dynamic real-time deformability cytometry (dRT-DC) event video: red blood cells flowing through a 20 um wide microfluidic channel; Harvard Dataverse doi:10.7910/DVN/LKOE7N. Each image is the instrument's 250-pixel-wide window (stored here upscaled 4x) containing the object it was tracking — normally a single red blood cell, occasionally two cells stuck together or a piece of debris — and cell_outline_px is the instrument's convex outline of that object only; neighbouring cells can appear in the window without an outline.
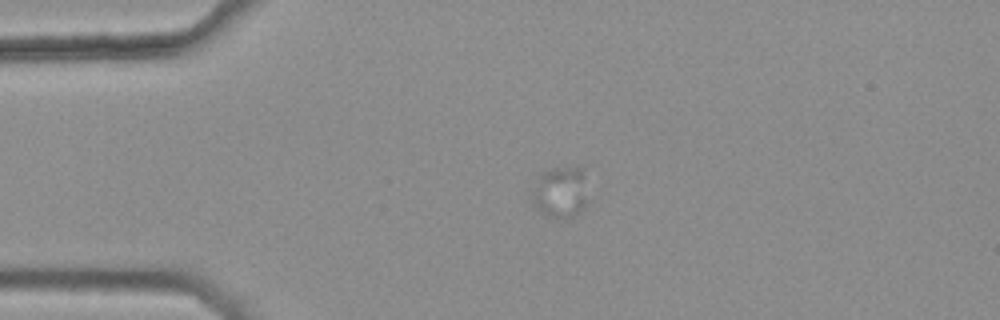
{"species": "common noctule bat (a hibernating species)", "species_latin": "Nyctalus noctula", "temperature_condition": "warm", "stored_images_in_passage": 36, "camera_frame_rate_fps": 3000, "um_per_image_px": 0.085, "animal": {"sex": "female", "body_mass_g": 25.1}, "frame": {"image": 1, "passage_image": 1, "time_ms": 0.0, "image_size_px": [1000, 320], "cell_outline_px": [[584, 208], [572, 216], [552, 216], [540, 212], [532, 204], [532, 192], [540, 176], [544, 172], [552, 168], [584, 168]], "centroid_in_image_um": [47.59, 16.32], "position_along_channel_um": 37.4, "area_um2": 15.84}}
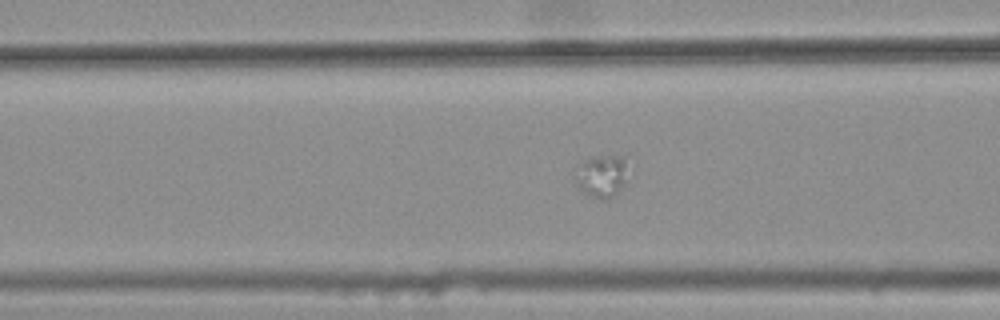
{"frame": {"image": 2, "passage_image": 10, "time_ms": 3.0, "image_size_px": [1000, 320], "cell_outline_px": [[628, 180], [608, 200], [600, 200], [584, 192], [576, 184], [576, 180], [584, 160], [592, 156], [620, 156], [624, 160]], "centroid_in_image_um": [51.19, 14.98], "position_along_channel_um": 115.4, "area_um2": 12.54}}
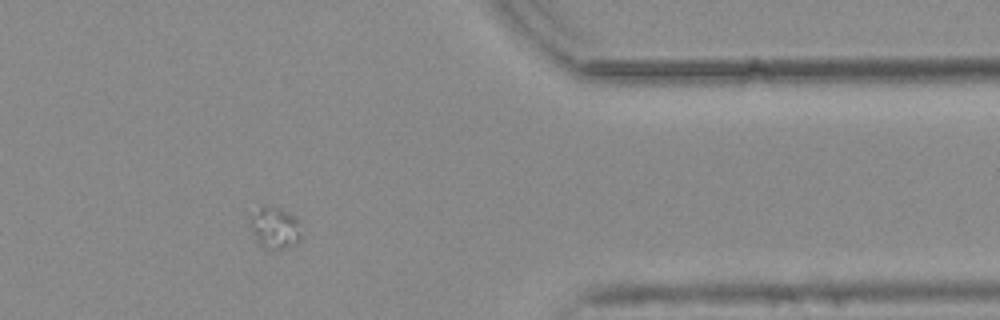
{"frame": {"image": 3, "passage_image": 34, "time_ms": 11.0, "image_size_px": [1000, 320], "cell_outline_px": [[300, 240], [280, 248], [264, 248], [260, 244], [252, 232], [248, 224], [248, 216], [260, 204], [280, 208], [296, 216], [300, 236]], "centroid_in_image_um": [23.27, 19.28], "position_along_channel_um": 388.1, "area_um2": 12.37}}